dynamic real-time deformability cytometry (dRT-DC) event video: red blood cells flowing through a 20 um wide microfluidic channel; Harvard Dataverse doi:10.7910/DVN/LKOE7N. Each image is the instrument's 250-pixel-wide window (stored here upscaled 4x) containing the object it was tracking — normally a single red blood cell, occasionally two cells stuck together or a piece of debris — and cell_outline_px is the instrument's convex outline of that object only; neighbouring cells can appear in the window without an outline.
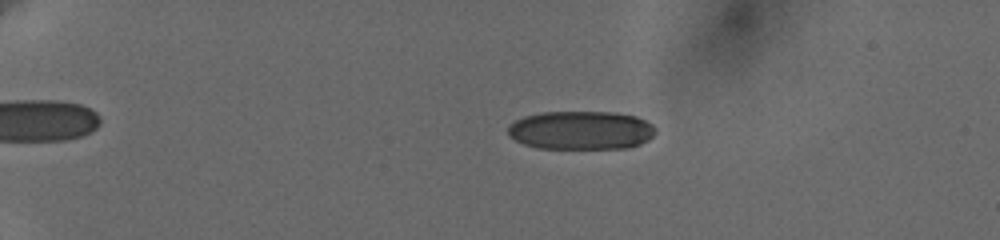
{"species": "human", "species_latin": "Homo sapiens", "temperature_condition": "cold", "stored_images_in_passage": 59, "camera_frame_rate_fps": 3000, "um_per_image_px": 0.085, "donor": {"sex": "female"}, "frame": {"image": 1, "passage_image": 14, "time_ms": 4.333, "image_size_px": [1000, 240], "cell_outline_px": [[656, 132], [648, 140], [640, 144], [628, 148], [536, 148], [524, 144], [508, 136], [508, 124], [524, 116], [544, 112], [616, 112], [636, 116], [652, 124], [656, 128]], "centroid_in_image_um": [49.39, 11.07], "position_along_channel_um": 35.6, "area_um2": 33.35}}
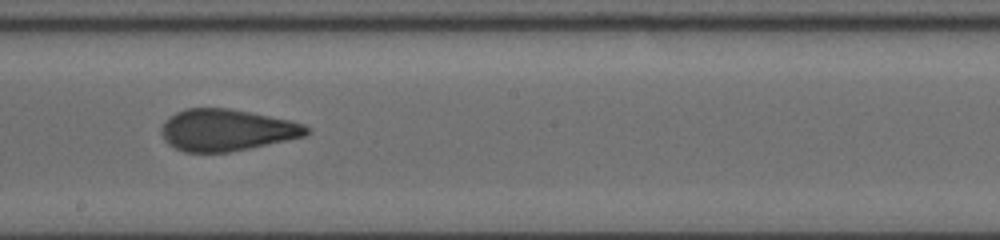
{"frame": {"image": 2, "passage_image": 37, "time_ms": 12.0, "image_size_px": [1000, 240], "cell_outline_px": [[308, 136], [228, 152], [184, 152], [168, 144], [164, 140], [164, 124], [168, 116], [184, 108], [228, 108], [288, 120], [304, 124], [308, 128]], "centroid_in_image_um": [19.27, 11.05], "position_along_channel_um": 228.9, "area_um2": 34.85}}
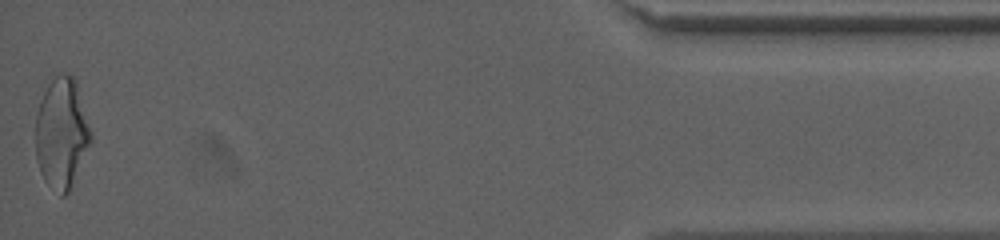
{"frame": {"image": 3, "passage_image": 59, "time_ms": 19.333, "image_size_px": [1000, 240], "cell_outline_px": [[92, 140], [68, 192], [64, 196], [60, 196], [44, 180], [40, 172], [36, 160], [36, 112], [40, 100], [52, 72], [60, 72], [72, 76], [76, 80], [92, 132]], "centroid_in_image_um": [5.22, 11.25], "position_along_channel_um": 430.0, "area_um2": 36.07}, "authors_computed_cell_mechanics": {"area_um2": 34.7956, "velocity_mm_per_s": 3.6517, "shape_relaxation_time_tau1_ms": 9.708, "shape_relaxation_time_tau2_ms": 0.9965, "deformation_change_tau1": 0.2204, "deformation_change_tau2": 0.0885}}